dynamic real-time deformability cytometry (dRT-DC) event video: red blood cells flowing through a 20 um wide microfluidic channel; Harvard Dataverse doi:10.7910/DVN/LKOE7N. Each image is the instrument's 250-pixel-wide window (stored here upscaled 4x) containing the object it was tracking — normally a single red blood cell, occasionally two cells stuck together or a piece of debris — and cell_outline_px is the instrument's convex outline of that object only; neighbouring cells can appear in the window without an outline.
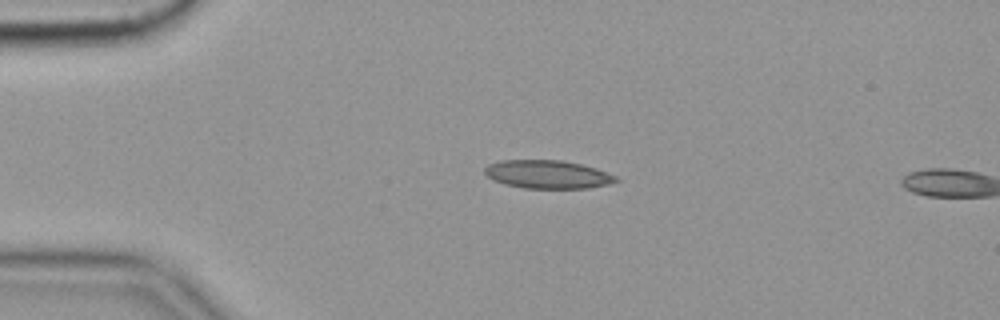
{"species": "common noctule bat (a hibernating species)", "species_latin": "Nyctalus noctula", "temperature_condition": "cold", "stored_images_in_passage": 5, "camera_frame_rate_fps": 3000, "um_per_image_px": 0.085, "animal": {"sex": "female", "body_mass_g": 19.9}, "frame": {"image": 1, "passage_image": 3, "time_ms": 0.667, "image_size_px": [1000, 320], "cell_outline_px": [[620, 180], [608, 184], [588, 188], [524, 188], [504, 184], [492, 180], [484, 172], [484, 168], [488, 164], [500, 160], [560, 160], [580, 164], [596, 168], [616, 176]], "centroid_in_image_um": [46.52, 14.82], "position_along_channel_um": 38.5, "area_um2": 21.62}}